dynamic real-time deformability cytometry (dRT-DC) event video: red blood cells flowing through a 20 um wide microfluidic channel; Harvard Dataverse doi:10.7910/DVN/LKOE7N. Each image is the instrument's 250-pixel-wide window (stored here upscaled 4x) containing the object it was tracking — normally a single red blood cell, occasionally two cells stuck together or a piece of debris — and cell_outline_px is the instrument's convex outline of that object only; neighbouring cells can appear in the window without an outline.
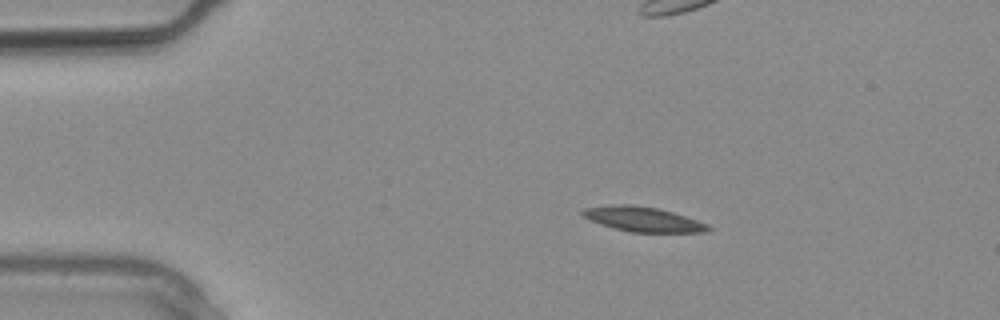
{"species": "common noctule bat (a hibernating species)", "species_latin": "Nyctalus noctula", "temperature_condition": "warm", "stored_images_in_passage": 4, "camera_frame_rate_fps": 3000, "um_per_image_px": 0.085, "animal": {"sex": "male", "body_mass_g": 20.4}, "frame": {"image": 1, "passage_image": 2, "time_ms": 0.333, "image_size_px": [1000, 320], "cell_outline_px": [[712, 228], [708, 232], [632, 232], [600, 224], [584, 216], [580, 212], [584, 208], [612, 204], [632, 204], [660, 208], [708, 224]], "centroid_in_image_um": [54.66, 18.62], "position_along_channel_um": 30.3, "area_um2": 18.03}}